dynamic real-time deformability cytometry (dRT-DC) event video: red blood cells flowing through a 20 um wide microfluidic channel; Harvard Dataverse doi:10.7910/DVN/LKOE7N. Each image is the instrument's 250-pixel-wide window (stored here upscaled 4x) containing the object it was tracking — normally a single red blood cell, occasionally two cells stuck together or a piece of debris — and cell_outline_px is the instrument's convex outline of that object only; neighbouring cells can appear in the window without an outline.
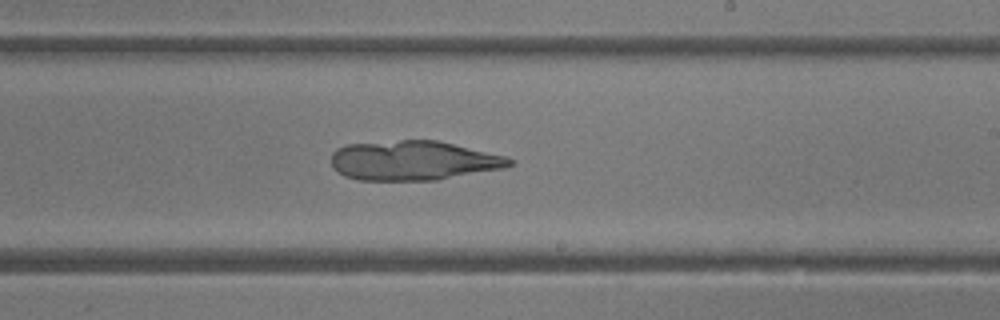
{"species": "common noctule bat (a hibernating species)", "species_latin": "Nyctalus noctula", "temperature_condition": "room temperature", "stored_images_in_passage": 45, "camera_frame_rate_fps": 3000, "um_per_image_px": 0.085, "animal": {"sex": "female"}, "frame": {"image": 1, "passage_image": 26, "time_ms": 8.333, "image_size_px": [1000, 320], "cell_outline_px": [[512, 164], [504, 168], [436, 180], [360, 180], [344, 176], [332, 164], [332, 152], [336, 148], [348, 144], [400, 140], [436, 140], [504, 156], [512, 160]], "centroid_in_image_um": [35.1, 13.65], "position_along_channel_um": 253.9, "area_um2": 40.63}}
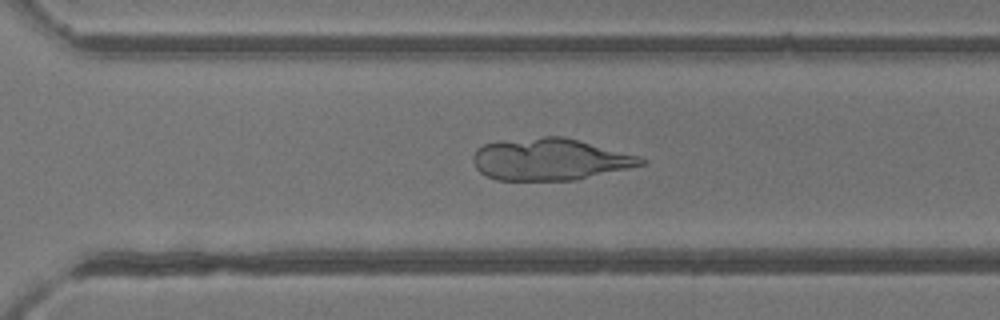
{"frame": {"image": 2, "passage_image": 31, "time_ms": 10.0, "image_size_px": [1000, 320], "cell_outline_px": [[648, 160], [644, 164], [628, 168], [576, 180], [496, 180], [480, 172], [476, 168], [472, 160], [472, 156], [476, 148], [484, 144], [544, 136], [560, 136], [640, 156]], "centroid_in_image_um": [46.73, 13.56], "position_along_channel_um": 323.9, "area_um2": 40.52}}